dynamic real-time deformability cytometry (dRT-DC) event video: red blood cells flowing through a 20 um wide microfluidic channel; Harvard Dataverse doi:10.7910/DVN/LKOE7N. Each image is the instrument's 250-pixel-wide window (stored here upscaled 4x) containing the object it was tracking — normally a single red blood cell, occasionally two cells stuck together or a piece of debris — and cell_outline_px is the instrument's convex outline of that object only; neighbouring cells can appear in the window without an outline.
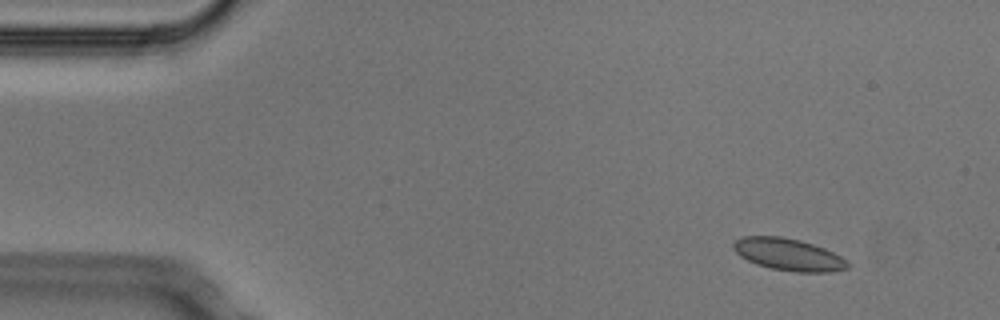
{"species": "Egyptian fruit bat (a non-hibernating species)", "species_latin": "Rousettus aegyptiacus", "temperature_condition": "cold", "stored_images_in_passage": 6, "camera_frame_rate_fps": 3000, "um_per_image_px": 0.085, "animal": {"sex": "male"}, "frame": {"image": 1, "passage_image": 1, "time_ms": 0.0, "image_size_px": [1000, 320], "cell_outline_px": [[852, 264], [848, 268], [832, 272], [796, 272], [772, 268], [756, 264], [740, 256], [732, 248], [732, 244], [736, 240], [744, 236], [780, 236], [800, 240], [824, 248], [848, 260]], "centroid_in_image_um": [67.04, 21.63], "position_along_channel_um": 18.0, "area_um2": 21.39}}
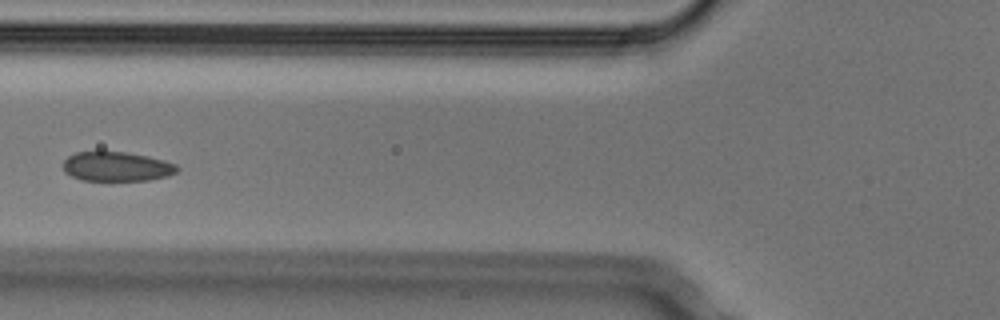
{"frame": {"image": 2, "passage_image": 5, "time_ms": 1.333, "image_size_px": [1000, 320], "cell_outline_px": [[180, 168], [176, 172], [168, 176], [148, 180], [108, 184], [84, 180], [72, 176], [64, 172], [64, 160], [68, 156], [76, 152], [124, 152], [148, 156], [164, 160], [176, 164]], "centroid_in_image_um": [9.93, 14.21], "position_along_channel_um": 115.9, "area_um2": 20.35}}
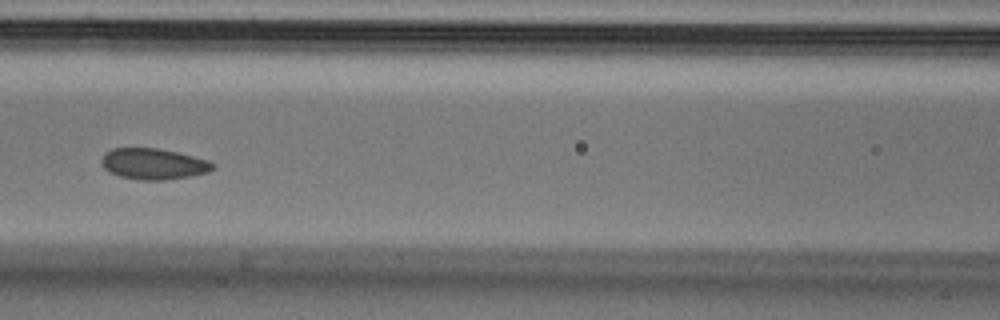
{"frame": {"image": 3, "passage_image": 6, "time_ms": 1.667, "image_size_px": [1000, 320], "cell_outline_px": [[216, 168], [208, 172], [192, 176], [164, 180], [140, 180], [120, 176], [104, 168], [100, 160], [104, 152], [112, 148], [156, 148], [176, 152], [208, 160], [216, 164]], "centroid_in_image_um": [13.06, 13.93], "position_along_channel_um": 153.5, "area_um2": 20.17}}